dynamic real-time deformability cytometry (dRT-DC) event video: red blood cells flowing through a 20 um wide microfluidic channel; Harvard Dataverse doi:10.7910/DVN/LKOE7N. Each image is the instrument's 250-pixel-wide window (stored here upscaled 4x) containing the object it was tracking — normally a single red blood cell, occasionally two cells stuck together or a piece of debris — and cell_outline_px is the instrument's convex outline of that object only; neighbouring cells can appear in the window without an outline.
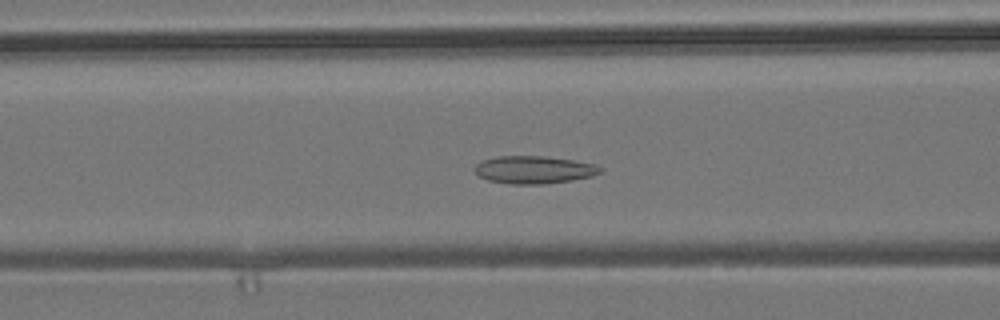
{"species": "common noctule bat (a hibernating species)", "species_latin": "Nyctalus noctula", "temperature_condition": "room temperature", "stored_images_in_passage": 43, "camera_frame_rate_fps": 3000, "um_per_image_px": 0.085, "animal": {"sex": "male", "body_mass_g": 19.2, "forearm_length_mm": 51.8}, "frame": {"image": 1, "passage_image": 16, "time_ms": 5.0, "image_size_px": [1000, 320], "cell_outline_px": [[604, 168], [600, 172], [592, 176], [572, 180], [544, 184], [512, 184], [488, 180], [476, 176], [472, 168], [476, 164], [484, 160], [496, 156], [544, 156], [572, 160], [596, 164]], "centroid_in_image_um": [45.35, 14.43], "position_along_channel_um": 121.2, "area_um2": 20.4}}
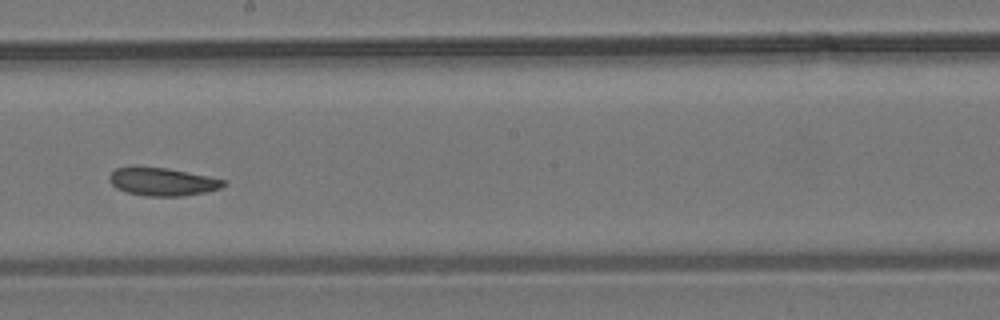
{"frame": {"image": 2, "passage_image": 25, "time_ms": 8.0, "image_size_px": [1000, 320], "cell_outline_px": [[228, 184], [220, 188], [204, 192], [184, 196], [144, 196], [128, 192], [116, 188], [108, 180], [108, 176], [116, 168], [132, 164], [136, 164], [168, 168], [228, 180]], "centroid_in_image_um": [13.77, 15.41], "position_along_channel_um": 234.4, "area_um2": 19.25}}
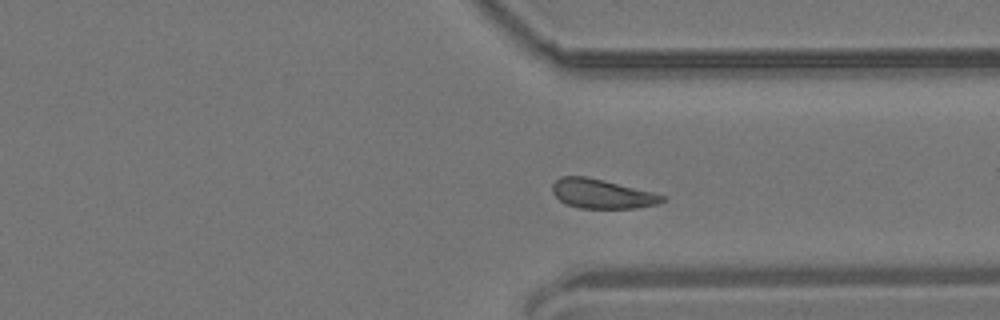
{"frame": {"image": 3, "passage_image": 35, "time_ms": 11.333, "image_size_px": [1000, 320], "cell_outline_px": [[668, 200], [656, 204], [636, 208], [580, 208], [564, 204], [552, 192], [552, 184], [560, 176], [584, 176], [604, 180], [668, 196]], "centroid_in_image_um": [51.17, 16.48], "position_along_channel_um": 360.2, "area_um2": 18.84}, "authors_computed_cell_mechanics": {"area_um2": 19.2474, "velocity_mm_per_s": 3.7686, "shape_relaxation_time_tau1_ms": null, "shape_relaxation_time_tau2_ms": 4.1026, "deformation_change_tau1": null, "deformation_change_tau2": 0.0941}}